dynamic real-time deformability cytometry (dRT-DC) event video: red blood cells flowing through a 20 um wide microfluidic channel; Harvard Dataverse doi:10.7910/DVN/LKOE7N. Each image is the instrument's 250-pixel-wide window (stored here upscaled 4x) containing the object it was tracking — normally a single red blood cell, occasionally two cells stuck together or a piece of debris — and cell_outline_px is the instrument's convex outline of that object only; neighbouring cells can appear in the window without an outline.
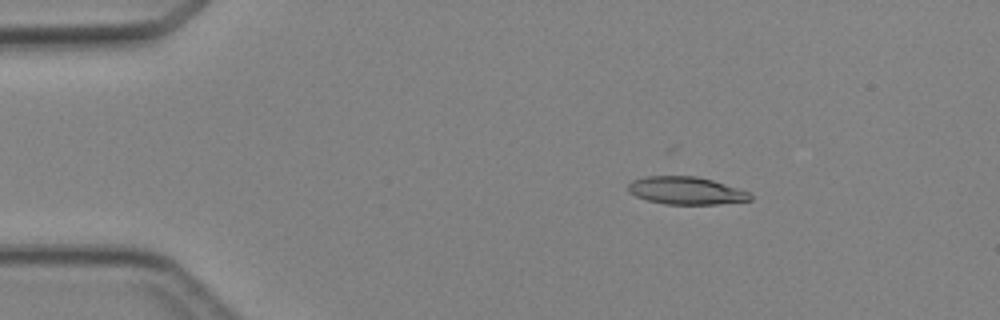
{"species": "Egyptian fruit bat (a non-hibernating species)", "species_latin": "Rousettus aegyptiacus", "temperature_condition": "cold", "stored_images_in_passage": 4, "camera_frame_rate_fps": 3000, "um_per_image_px": 0.085, "animal": {"sex": "female"}, "frame": {"image": 1, "passage_image": 2, "time_ms": 1.0, "image_size_px": [1000, 320], "cell_outline_px": [[752, 200], [716, 204], [664, 204], [648, 200], [636, 196], [628, 192], [628, 184], [632, 180], [648, 176], [696, 176], [712, 180], [748, 192], [752, 196]], "centroid_in_image_um": [58.28, 16.2], "position_along_channel_um": 26.7, "area_um2": 19.48}}
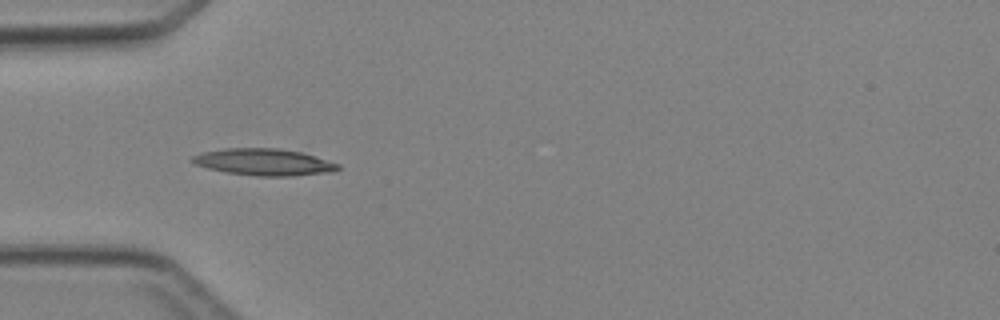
{"frame": {"image": 2, "passage_image": 4, "time_ms": 3.333, "image_size_px": [1000, 320], "cell_outline_px": [[340, 168], [328, 172], [292, 176], [256, 176], [228, 172], [208, 168], [196, 164], [192, 160], [192, 156], [200, 152], [224, 148], [280, 148], [300, 152], [340, 164]], "centroid_in_image_um": [22.41, 13.77], "position_along_channel_um": 62.6, "area_um2": 22.48}}